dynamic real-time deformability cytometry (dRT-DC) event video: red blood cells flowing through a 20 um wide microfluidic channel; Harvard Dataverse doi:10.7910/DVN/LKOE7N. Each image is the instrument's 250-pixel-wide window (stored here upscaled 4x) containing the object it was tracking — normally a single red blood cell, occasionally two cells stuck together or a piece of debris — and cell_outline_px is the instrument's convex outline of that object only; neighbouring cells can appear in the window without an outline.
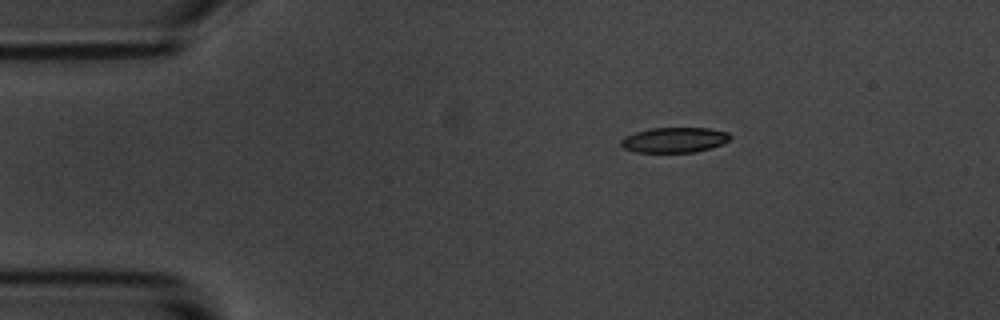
{"species": "common noctule bat (a hibernating species)", "species_latin": "Nyctalus noctula", "temperature_condition": "room temperature", "stored_images_in_passage": 3, "camera_frame_rate_fps": 3000, "um_per_image_px": 0.085, "animal": {"sex": "male", "body_mass_g": 20.1, "forearm_length_mm": 53.5}, "frame": {"image": 1, "passage_image": 1, "time_ms": 0.0, "image_size_px": [1000, 320], "cell_outline_px": [[732, 136], [728, 140], [720, 144], [696, 152], [636, 152], [624, 148], [620, 144], [620, 140], [624, 136], [636, 132], [652, 128], [708, 128], [728, 132]], "centroid_in_image_um": [57.29, 11.89], "position_along_channel_um": 27.7, "area_um2": 15.9}}
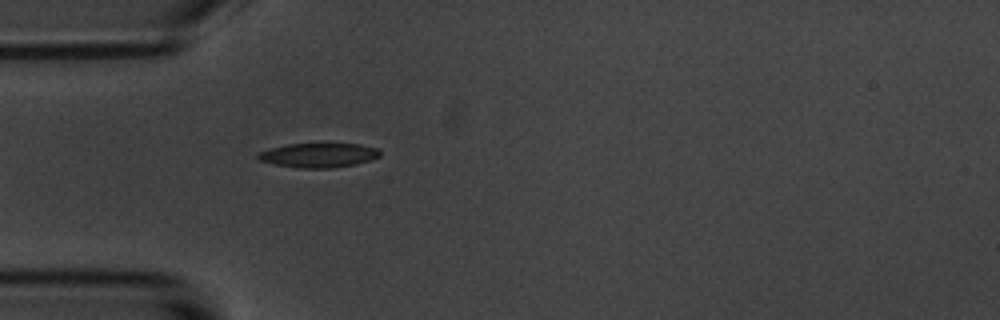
{"frame": {"image": 2, "passage_image": 3, "time_ms": 2.333, "image_size_px": [1000, 320], "cell_outline_px": [[380, 156], [372, 160], [356, 164], [332, 168], [300, 168], [276, 164], [260, 160], [256, 156], [256, 152], [268, 148], [288, 144], [360, 144], [376, 148], [380, 152]], "centroid_in_image_um": [27.07, 13.19], "position_along_channel_um": 57.9, "area_um2": 17.34}}